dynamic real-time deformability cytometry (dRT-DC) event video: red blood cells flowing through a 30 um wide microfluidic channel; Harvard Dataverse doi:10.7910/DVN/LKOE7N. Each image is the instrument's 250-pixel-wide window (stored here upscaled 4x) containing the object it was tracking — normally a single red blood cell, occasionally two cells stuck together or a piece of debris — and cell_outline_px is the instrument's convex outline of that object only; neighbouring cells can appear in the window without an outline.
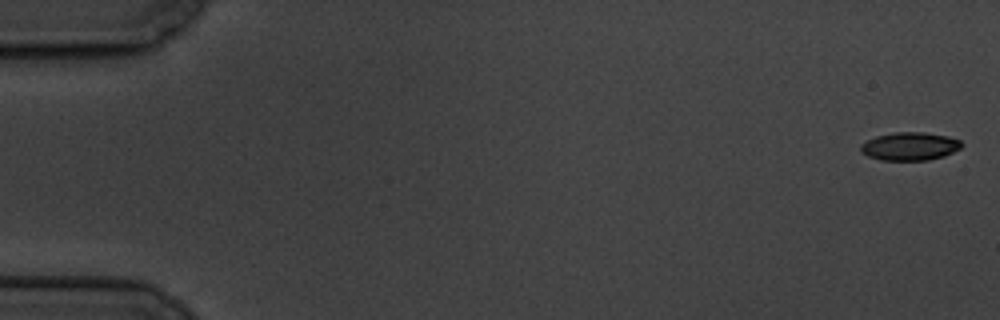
{"species": "common noctule bat (a hibernating species)", "species_latin": "Nyctalus noctula", "temperature_condition": "cold", "stored_images_in_passage": 5, "camera_frame_rate_fps": 3000, "um_per_image_px": 0.085, "animal": {"sex": "male", "body_mass_g": 19.5, "forearm_length_mm": 54.6}, "frame": {"image": 1, "passage_image": 1, "time_ms": 0.0, "image_size_px": [1000, 320], "cell_outline_px": [[964, 144], [960, 148], [944, 156], [928, 160], [880, 160], [868, 156], [860, 152], [860, 144], [876, 136], [892, 132], [924, 132], [948, 136], [960, 140]], "centroid_in_image_um": [77.32, 12.43], "position_along_channel_um": 7.7, "area_um2": 16.65}}
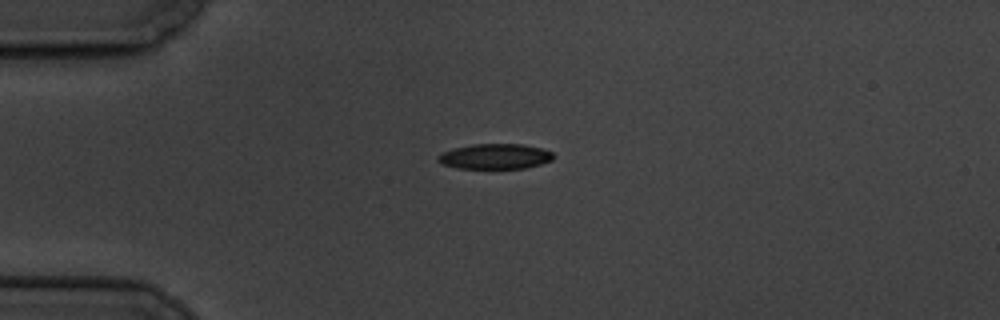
{"frame": {"image": 2, "passage_image": 5, "time_ms": 4.667, "image_size_px": [1000, 320], "cell_outline_px": [[556, 156], [552, 160], [540, 164], [524, 168], [456, 168], [440, 164], [436, 160], [440, 152], [452, 148], [472, 144], [524, 144], [540, 148], [552, 152]], "centroid_in_image_um": [42.04, 13.29], "position_along_channel_um": 43.0, "area_um2": 17.17}}